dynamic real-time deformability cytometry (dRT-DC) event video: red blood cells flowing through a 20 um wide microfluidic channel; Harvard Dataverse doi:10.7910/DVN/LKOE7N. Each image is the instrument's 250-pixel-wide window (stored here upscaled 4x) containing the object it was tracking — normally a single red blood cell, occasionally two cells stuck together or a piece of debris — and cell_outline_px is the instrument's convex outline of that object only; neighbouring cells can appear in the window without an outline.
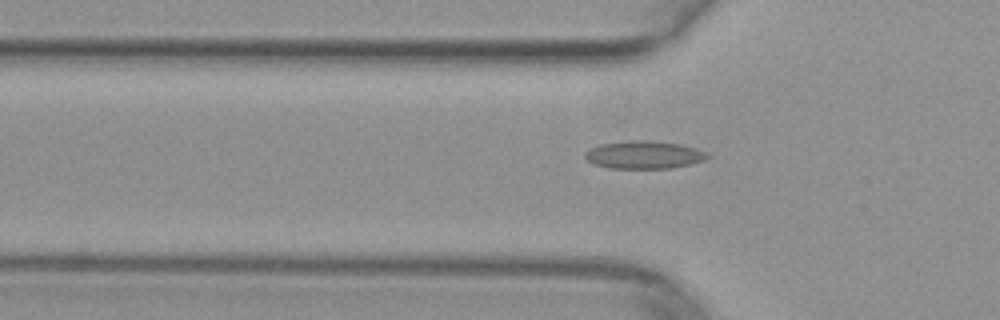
{"species": "common noctule bat (a hibernating species)", "species_latin": "Nyctalus noctula", "temperature_condition": "warm", "stored_images_in_passage": 42, "camera_frame_rate_fps": 3000, "um_per_image_px": 0.085, "animal": {"sex": "female", "body_mass_g": 29.2, "forearm_length_mm": 56.3}, "frame": {"image": 1, "passage_image": 14, "time_ms": 4.333, "image_size_px": [1000, 320], "cell_outline_px": [[708, 156], [704, 160], [672, 168], [608, 168], [592, 164], [584, 156], [584, 152], [600, 144], [632, 140], [644, 140], [680, 144], [696, 148], [708, 152]], "centroid_in_image_um": [54.71, 13.16], "position_along_channel_um": 71.1, "area_um2": 19.71}}
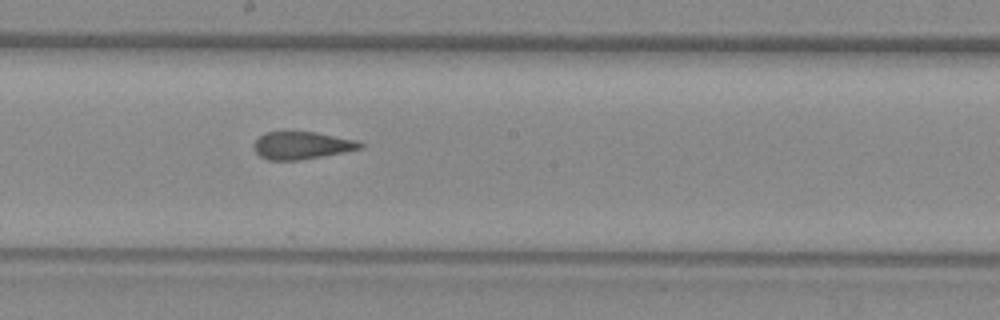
{"frame": {"image": 2, "passage_image": 25, "time_ms": 8.0, "image_size_px": [1000, 320], "cell_outline_px": [[364, 148], [344, 152], [300, 160], [268, 160], [260, 156], [252, 148], [252, 144], [264, 132], [316, 132], [356, 140], [364, 144]], "centroid_in_image_um": [25.64, 12.36], "position_along_channel_um": 222.6, "area_um2": 17.11}}
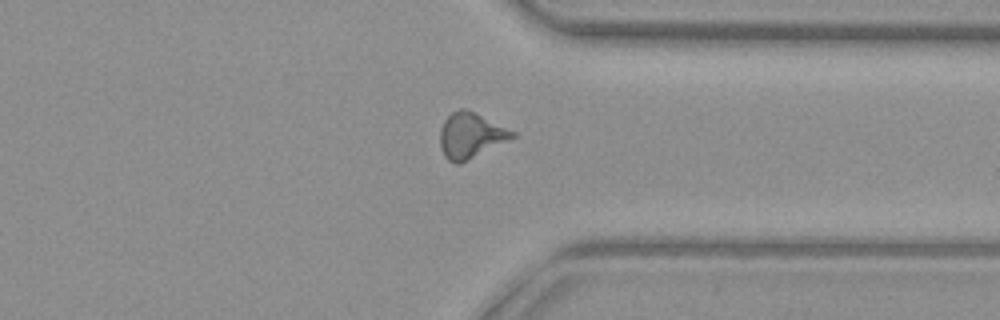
{"frame": {"image": 3, "passage_image": 36, "time_ms": 11.667, "image_size_px": [1000, 320], "cell_outline_px": [[516, 136], [460, 164], [452, 164], [444, 156], [440, 148], [440, 128], [444, 120], [452, 112], [460, 108], [468, 108], [516, 132]], "centroid_in_image_um": [39.98, 11.5], "position_along_channel_um": 371.4, "area_um2": 19.31}}